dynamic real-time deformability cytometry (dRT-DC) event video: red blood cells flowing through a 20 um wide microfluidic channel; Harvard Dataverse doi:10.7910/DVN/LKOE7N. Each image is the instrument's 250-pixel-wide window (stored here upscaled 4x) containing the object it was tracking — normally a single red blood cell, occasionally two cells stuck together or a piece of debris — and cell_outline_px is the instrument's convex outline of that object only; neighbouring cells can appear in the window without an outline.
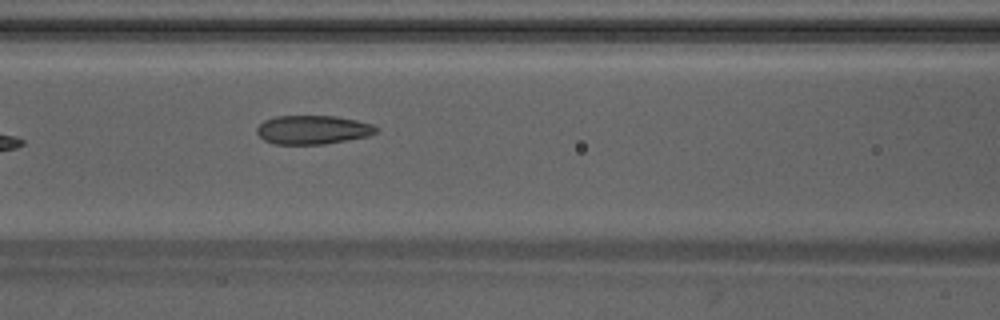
{"species": "Egyptian fruit bat (a non-hibernating species)", "species_latin": "Rousettus aegyptiacus", "temperature_condition": "warm", "stored_images_in_passage": 7, "segment_of_instrument_passage": [1, 2], "camera_frame_rate_fps": 3000, "um_per_image_px": 0.085, "animal": {"sex": "male"}, "frame": {"image": 1, "passage_image": 6, "time_ms": 1.667, "image_size_px": [1000, 320], "cell_outline_px": [[376, 132], [368, 136], [324, 144], [276, 144], [264, 140], [256, 132], [256, 128], [264, 120], [276, 116], [336, 116], [356, 120], [372, 124], [376, 128]], "centroid_in_image_um": [26.56, 11.03], "position_along_channel_um": 140.0, "area_um2": 19.88}}